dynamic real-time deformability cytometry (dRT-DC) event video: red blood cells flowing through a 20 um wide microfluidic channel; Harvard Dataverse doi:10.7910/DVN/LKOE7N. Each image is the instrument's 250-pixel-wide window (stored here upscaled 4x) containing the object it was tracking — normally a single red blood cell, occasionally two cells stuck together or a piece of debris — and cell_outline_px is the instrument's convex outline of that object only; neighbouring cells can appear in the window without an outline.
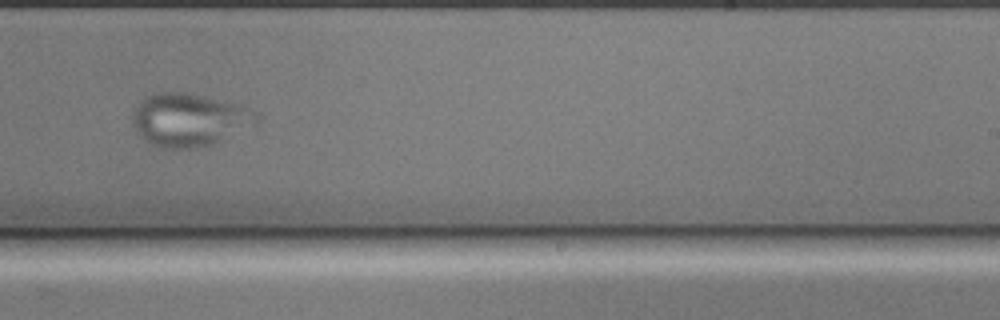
{"species": "common noctule bat (a hibernating species)", "species_latin": "Nyctalus noctula", "temperature_condition": "cold", "stored_images_in_passage": 55, "camera_frame_rate_fps": 3000, "um_per_image_px": 0.085, "animal": {"sex": "male", "body_mass_g": 17.9, "forearm_length_mm": 54.2}, "frame": {"image": 1, "passage_image": 33, "time_ms": 10.667, "image_size_px": [1000, 320], "cell_outline_px": [[260, 116], [256, 120], [220, 140], [212, 144], [188, 148], [164, 148], [144, 140], [140, 136], [136, 128], [132, 116], [132, 112], [144, 96], [156, 92], [184, 92], [204, 96], [232, 104], [244, 108]], "centroid_in_image_um": [15.94, 10.16], "position_along_channel_um": 273.1, "area_um2": 36.82}}